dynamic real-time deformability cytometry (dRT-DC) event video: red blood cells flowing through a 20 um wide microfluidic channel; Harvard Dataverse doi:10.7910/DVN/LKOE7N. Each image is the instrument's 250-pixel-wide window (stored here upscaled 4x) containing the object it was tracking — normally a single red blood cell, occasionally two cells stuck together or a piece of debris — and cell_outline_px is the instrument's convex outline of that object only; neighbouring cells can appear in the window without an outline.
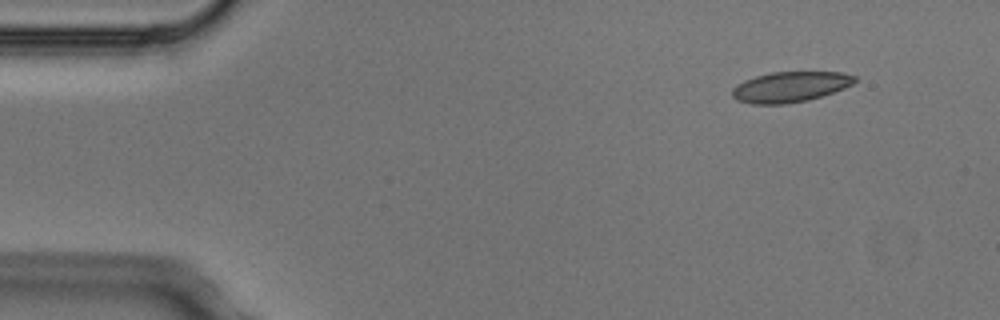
{"species": "Egyptian fruit bat (a non-hibernating species)", "species_latin": "Rousettus aegyptiacus", "temperature_condition": "cold", "stored_images_in_passage": 4, "camera_frame_rate_fps": 3000, "um_per_image_px": 0.085, "animal": {"sex": "male"}, "frame": {"image": 1, "passage_image": 2, "time_ms": 0.333, "image_size_px": [1000, 320], "cell_outline_px": [[856, 80], [852, 84], [844, 88], [808, 100], [784, 104], [752, 104], [736, 100], [732, 96], [732, 88], [736, 84], [744, 80], [756, 76], [772, 72], [840, 72], [856, 76]], "centroid_in_image_um": [67.12, 7.38], "position_along_channel_um": 17.9, "area_um2": 21.68}}
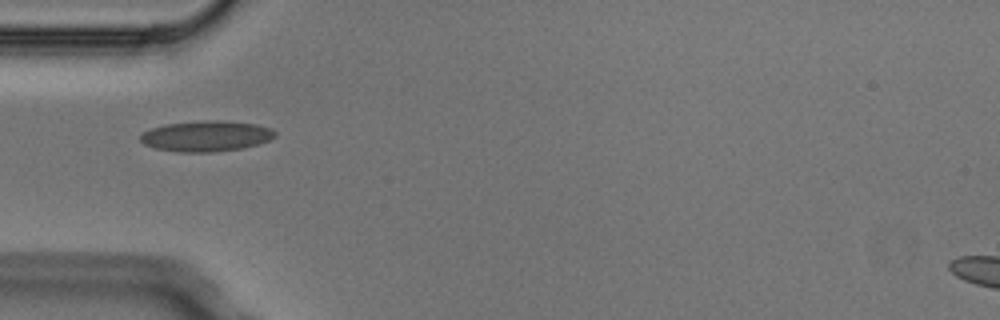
{"frame": {"image": 2, "passage_image": 4, "time_ms": 1.0, "image_size_px": [1000, 320], "cell_outline_px": [[276, 136], [260, 144], [244, 148], [212, 152], [176, 152], [156, 148], [144, 144], [140, 140], [140, 136], [144, 132], [152, 128], [164, 124], [204, 120], [220, 120], [256, 124], [272, 128], [276, 132]], "centroid_in_image_um": [17.55, 11.57], "position_along_channel_um": 67.4, "area_um2": 24.22}}